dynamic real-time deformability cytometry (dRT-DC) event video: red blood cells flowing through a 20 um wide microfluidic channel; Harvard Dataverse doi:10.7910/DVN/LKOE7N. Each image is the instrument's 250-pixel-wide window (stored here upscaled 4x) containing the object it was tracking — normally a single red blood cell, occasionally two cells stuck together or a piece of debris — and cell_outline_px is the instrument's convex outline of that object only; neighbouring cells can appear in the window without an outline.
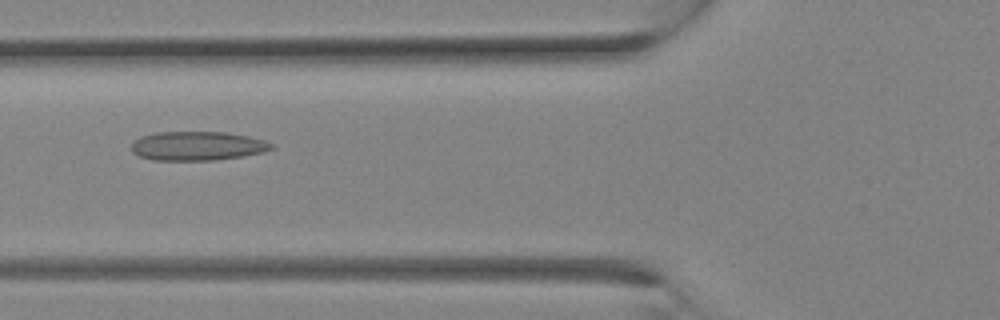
{"species": "Egyptian fruit bat (a non-hibernating species)", "species_latin": "Rousettus aegyptiacus", "temperature_condition": "room temperature", "stored_images_in_passage": 12, "camera_frame_rate_fps": 3000, "um_per_image_px": 0.085, "animal": {"sex": "female"}, "frame": {"image": 1, "passage_image": 9, "time_ms": 2.667, "image_size_px": [1000, 320], "cell_outline_px": [[276, 148], [264, 152], [244, 156], [216, 160], [152, 160], [140, 156], [132, 152], [132, 144], [140, 136], [156, 132], [228, 132], [248, 136], [264, 140], [276, 144]], "centroid_in_image_um": [16.84, 12.4], "position_along_channel_um": 109.0, "area_um2": 23.93}}
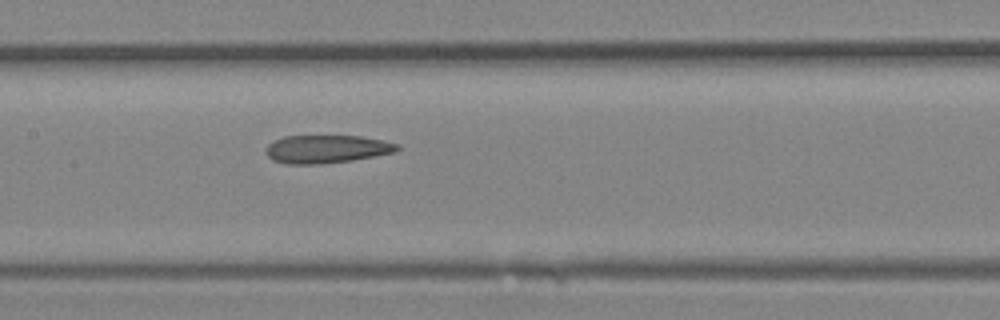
{"frame": {"image": 2, "passage_image": 12, "time_ms": 3.667, "image_size_px": [1000, 320], "cell_outline_px": [[400, 148], [396, 152], [352, 160], [324, 164], [284, 164], [272, 160], [268, 156], [268, 144], [284, 136], [360, 136], [384, 140], [400, 144]], "centroid_in_image_um": [27.81, 12.67], "position_along_channel_um": 179.6, "area_um2": 21.5}}